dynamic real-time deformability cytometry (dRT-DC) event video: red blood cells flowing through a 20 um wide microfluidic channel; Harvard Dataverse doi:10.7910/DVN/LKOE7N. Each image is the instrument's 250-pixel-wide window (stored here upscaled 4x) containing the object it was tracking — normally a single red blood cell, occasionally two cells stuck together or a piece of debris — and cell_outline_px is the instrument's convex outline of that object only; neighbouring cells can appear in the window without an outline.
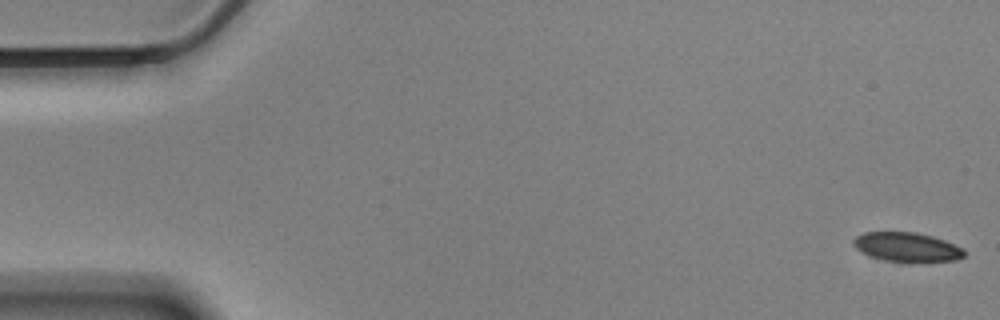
{"species": "Egyptian fruit bat (a non-hibernating species)", "species_latin": "Rousettus aegyptiacus", "temperature_condition": "cold", "stored_images_in_passage": 46, "camera_frame_rate_fps": 3000, "um_per_image_px": 0.085, "animal": {"sex": "male"}, "frame": {"image": 1, "passage_image": 1, "time_ms": 0.0, "image_size_px": [1000, 320], "cell_outline_px": [[964, 256], [956, 260], [884, 260], [872, 256], [856, 248], [852, 244], [852, 240], [856, 236], [864, 232], [916, 232], [932, 236], [944, 240], [964, 248]], "centroid_in_image_um": [77.07, 20.96], "position_along_channel_um": 7.9, "area_um2": 18.26}}
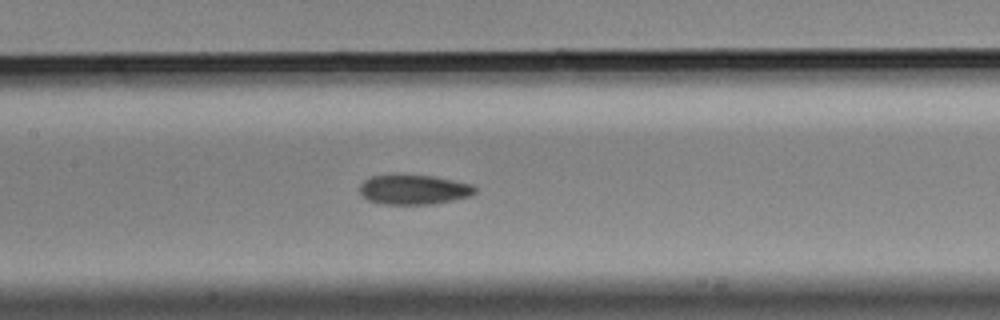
{"frame": {"image": 2, "passage_image": 27, "time_ms": 8.667, "image_size_px": [1000, 320], "cell_outline_px": [[476, 192], [472, 196], [432, 204], [384, 204], [368, 200], [360, 196], [360, 184], [364, 180], [372, 176], [396, 172], [432, 176], [472, 184], [476, 188]], "centroid_in_image_um": [35.13, 16.08], "position_along_channel_um": 172.3, "area_um2": 20.58}}
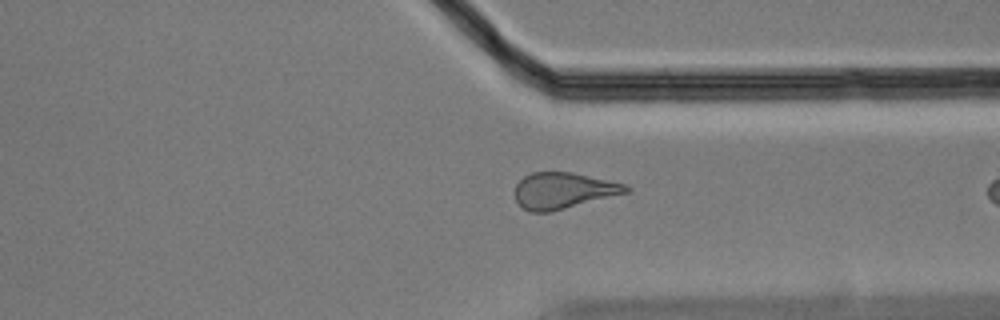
{"frame": {"image": 3, "passage_image": 46, "time_ms": 15.0, "image_size_px": [1000, 320], "cell_outline_px": [[632, 188], [628, 192], [548, 212], [528, 212], [516, 200], [516, 184], [524, 176], [532, 172], [572, 172], [628, 184]], "centroid_in_image_um": [47.9, 16.18], "position_along_channel_um": 363.5, "area_um2": 23.18}}